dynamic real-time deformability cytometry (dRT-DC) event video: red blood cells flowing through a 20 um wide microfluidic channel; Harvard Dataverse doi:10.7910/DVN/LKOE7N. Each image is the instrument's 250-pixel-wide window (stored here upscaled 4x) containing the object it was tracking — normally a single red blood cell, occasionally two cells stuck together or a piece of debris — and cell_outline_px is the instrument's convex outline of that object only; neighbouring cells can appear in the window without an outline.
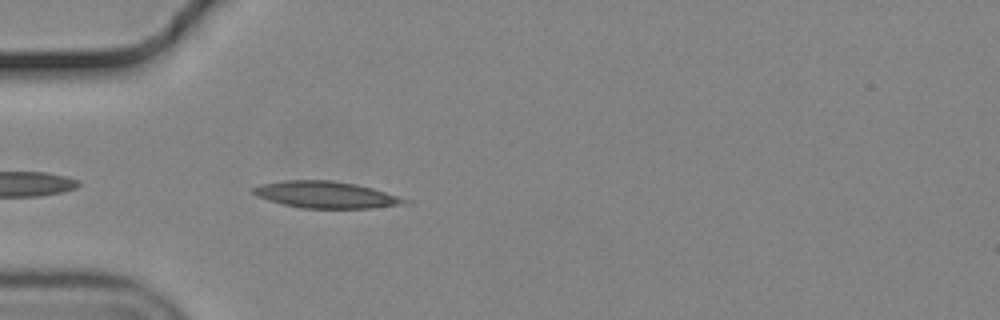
{"species": "common noctule bat (a hibernating species)", "species_latin": "Nyctalus noctula", "temperature_condition": "cold", "stored_images_in_passage": 7, "camera_frame_rate_fps": 3000, "um_per_image_px": 0.085, "animal": {"sex": "male", "body_mass_g": 19.2, "forearm_length_mm": 51.8}, "frame": {"image": 1, "passage_image": 3, "time_ms": 0.667, "image_size_px": [1000, 320], "cell_outline_px": [[412, 204], [372, 208], [304, 208], [284, 204], [268, 200], [256, 196], [252, 192], [252, 188], [260, 184], [284, 180], [332, 180], [356, 184], [372, 188], [412, 200]], "centroid_in_image_um": [27.76, 16.55], "position_along_channel_um": 57.2, "area_um2": 23.76}}
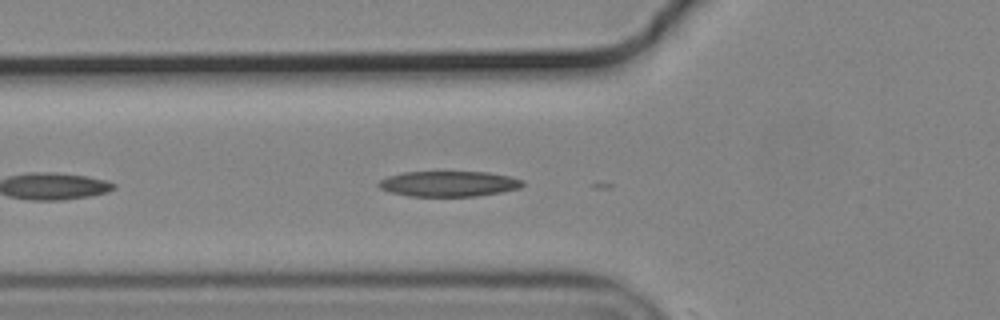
{"frame": {"image": 2, "passage_image": 6, "time_ms": 1.667, "image_size_px": [1000, 320], "cell_outline_px": [[524, 184], [520, 188], [500, 192], [476, 196], [408, 196], [392, 192], [380, 188], [376, 184], [380, 180], [388, 176], [404, 172], [488, 172], [508, 176], [524, 180]], "centroid_in_image_um": [38.15, 15.62], "position_along_channel_um": 87.7, "area_um2": 21.27}}